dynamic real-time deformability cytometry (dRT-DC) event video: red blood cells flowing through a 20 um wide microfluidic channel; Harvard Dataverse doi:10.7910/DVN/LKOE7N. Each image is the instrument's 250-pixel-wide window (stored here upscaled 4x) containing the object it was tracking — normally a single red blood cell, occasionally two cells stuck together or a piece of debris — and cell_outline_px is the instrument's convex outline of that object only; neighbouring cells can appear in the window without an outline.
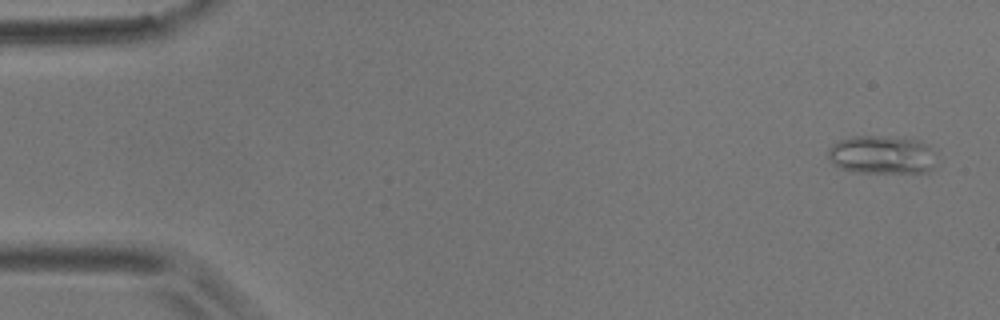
{"species": "common noctule bat (a hibernating species)", "species_latin": "Nyctalus noctula", "temperature_condition": "room temperature", "stored_images_in_passage": 5, "camera_frame_rate_fps": 3000, "um_per_image_px": 0.085, "animal": {"sex": "male", "body_mass_g": 17.9}, "frame": {"image": 1, "passage_image": 1, "time_ms": 0.0, "image_size_px": [1000, 320], "cell_outline_px": [[932, 168], [928, 172], [856, 172], [840, 168], [832, 164], [828, 160], [828, 148], [832, 144], [840, 140], [852, 136], [904, 136], [920, 140], [928, 144], [932, 164]], "centroid_in_image_um": [74.88, 13.13], "position_along_channel_um": 10.1, "area_um2": 24.22}}